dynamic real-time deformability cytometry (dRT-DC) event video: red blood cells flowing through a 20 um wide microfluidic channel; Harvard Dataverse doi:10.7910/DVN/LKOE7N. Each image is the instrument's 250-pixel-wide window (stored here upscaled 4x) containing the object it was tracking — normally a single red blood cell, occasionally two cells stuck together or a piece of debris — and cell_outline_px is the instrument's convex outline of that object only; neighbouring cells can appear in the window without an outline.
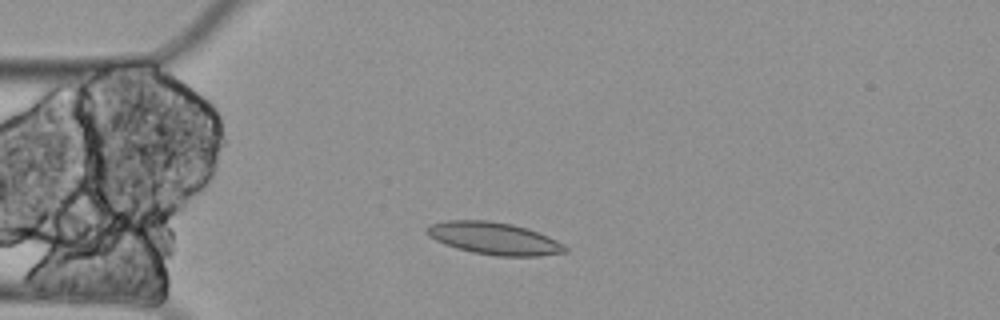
{"species": "Egyptian fruit bat (a non-hibernating species)", "species_latin": "Rousettus aegyptiacus", "temperature_condition": "cold", "stored_images_in_passage": 7, "camera_frame_rate_fps": 3000, "um_per_image_px": 0.085, "animal": {"sex": "female"}, "frame": {"image": 1, "passage_image": 2, "time_ms": 0.333, "image_size_px": [1000, 320], "cell_outline_px": [[568, 252], [540, 256], [496, 256], [472, 252], [456, 248], [444, 244], [428, 236], [428, 224], [448, 220], [488, 220], [512, 224], [528, 228], [548, 236], [564, 244], [568, 248]], "centroid_in_image_um": [42.03, 20.27], "position_along_channel_um": 43.0, "area_um2": 26.13}}
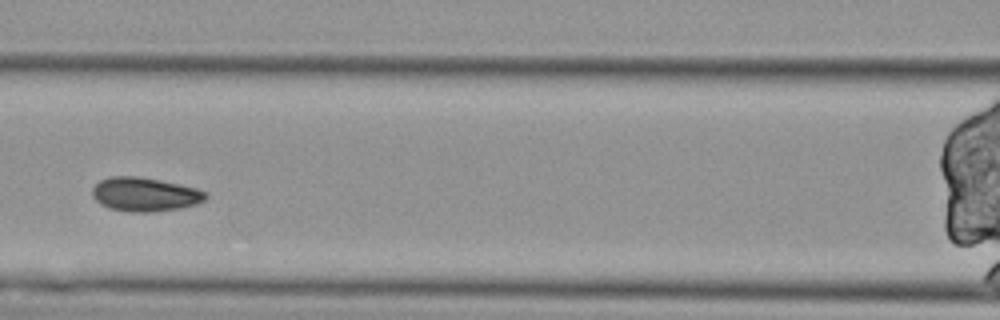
{"frame": {"image": 2, "passage_image": 5, "time_ms": 1.333, "image_size_px": [1000, 320], "cell_outline_px": [[208, 196], [204, 200], [196, 204], [180, 208], [152, 212], [128, 212], [108, 208], [100, 204], [92, 196], [92, 188], [100, 180], [112, 176], [136, 176], [160, 180], [196, 188], [208, 192]], "centroid_in_image_um": [12.3, 16.53], "position_along_channel_um": 154.3, "area_um2": 22.48}}
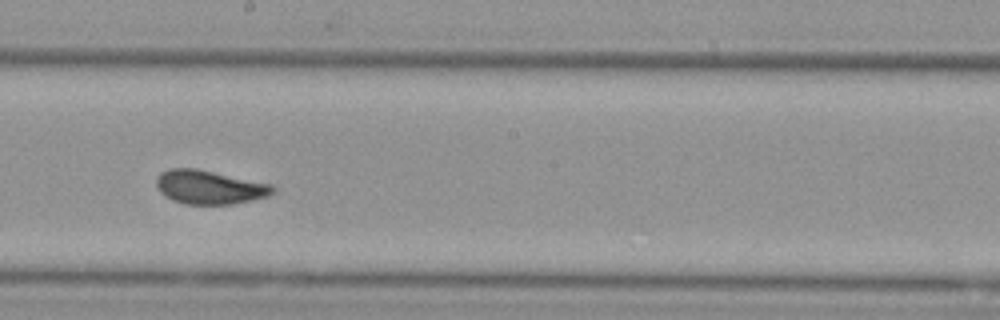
{"frame": {"image": 3, "passage_image": 7, "time_ms": 2.0, "image_size_px": [1000, 320], "cell_outline_px": [[276, 192], [268, 196], [252, 200], [232, 204], [184, 204], [172, 200], [160, 192], [156, 184], [156, 176], [160, 172], [168, 168], [196, 168], [272, 184], [276, 188]], "centroid_in_image_um": [17.8, 15.9], "position_along_channel_um": 230.4, "area_um2": 23.12}}